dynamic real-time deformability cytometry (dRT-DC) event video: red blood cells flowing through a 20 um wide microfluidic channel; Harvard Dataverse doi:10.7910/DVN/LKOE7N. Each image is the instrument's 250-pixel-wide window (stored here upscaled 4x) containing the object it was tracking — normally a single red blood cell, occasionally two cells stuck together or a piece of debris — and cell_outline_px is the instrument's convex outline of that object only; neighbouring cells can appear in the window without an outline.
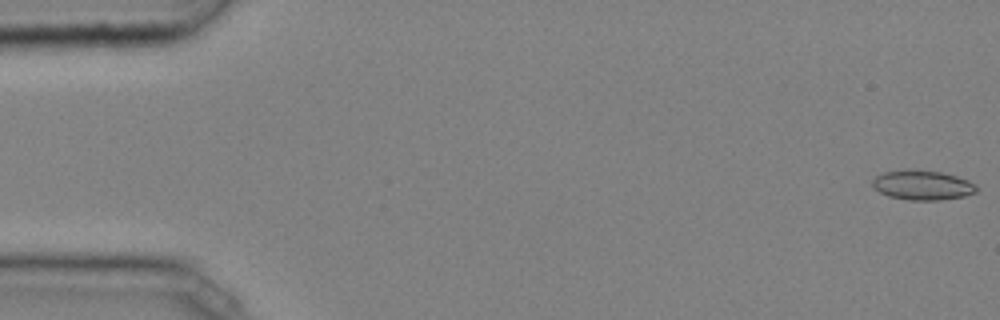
{"species": "common noctule bat (a hibernating species)", "species_latin": "Nyctalus noctula", "temperature_condition": "cold", "stored_images_in_passage": 47, "camera_frame_rate_fps": 3000, "um_per_image_px": 0.085, "animal": {"sex": "male", "body_mass_g": 20.4}, "frame": {"image": 1, "passage_image": 1, "time_ms": 0.0, "image_size_px": [1000, 320], "cell_outline_px": [[976, 192], [964, 196], [940, 200], [908, 200], [888, 196], [880, 192], [872, 184], [872, 180], [876, 176], [884, 172], [908, 168], [912, 168], [940, 172], [956, 176], [968, 180], [976, 184]], "centroid_in_image_um": [78.4, 15.72], "position_along_channel_um": 6.6, "area_um2": 18.09}}
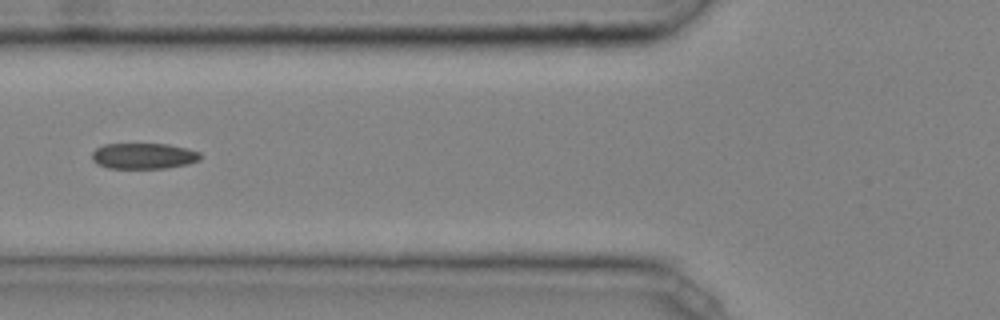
{"frame": {"image": 2, "passage_image": 19, "time_ms": 6.0, "image_size_px": [1000, 320], "cell_outline_px": [[200, 160], [188, 164], [164, 168], [108, 168], [92, 160], [92, 152], [96, 148], [104, 144], [168, 144], [188, 148], [200, 152]], "centroid_in_image_um": [12.22, 13.25], "position_along_channel_um": 113.6, "area_um2": 16.3}}
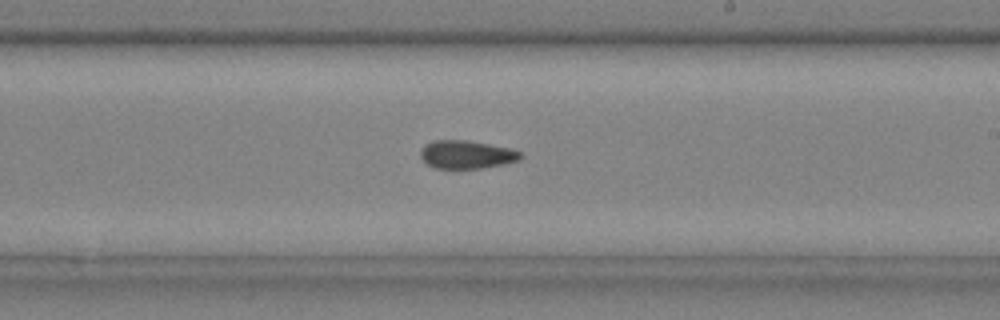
{"frame": {"image": 3, "passage_image": 29, "time_ms": 9.333, "image_size_px": [1000, 320], "cell_outline_px": [[524, 156], [520, 160], [504, 164], [484, 168], [436, 168], [428, 164], [420, 156], [420, 152], [424, 144], [432, 140], [464, 140], [488, 144], [508, 148], [520, 152]], "centroid_in_image_um": [39.66, 13.13], "position_along_channel_um": 249.3, "area_um2": 16.36}, "authors_computed_cell_mechanics": {"area_um2": 16.3574, "velocity_mm_per_s": 4.0734, "shape_relaxation_time_tau1_ms": 6.0114, "shape_relaxation_time_tau2_ms": 4.1901, "deformation_change_tau1": 0.1172, "deformation_change_tau2": 0.1232}}